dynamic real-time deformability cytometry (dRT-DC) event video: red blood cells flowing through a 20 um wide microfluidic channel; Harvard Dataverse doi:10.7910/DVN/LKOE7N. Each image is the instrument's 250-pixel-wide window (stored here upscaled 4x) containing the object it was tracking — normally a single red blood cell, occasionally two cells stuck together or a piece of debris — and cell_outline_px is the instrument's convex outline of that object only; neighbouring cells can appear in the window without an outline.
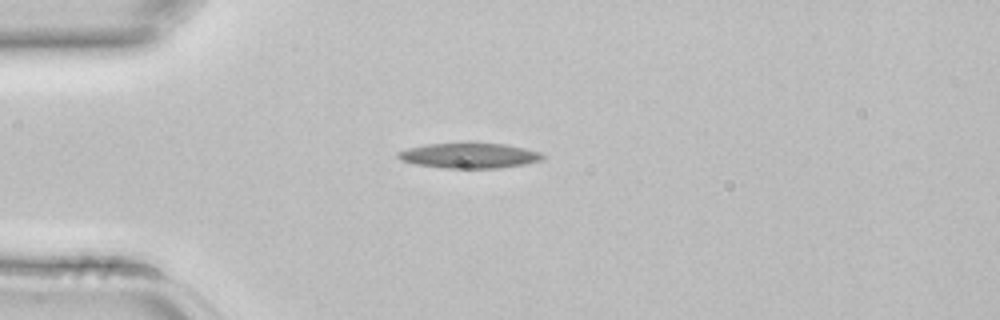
{"species": "common noctule bat (a hibernating species)", "species_latin": "Nyctalus noctula", "temperature_condition": "room temperature", "stored_images_in_passage": 1, "camera_frame_rate_fps": 3000, "um_per_image_px": 0.085, "animal": {"sex": "female", "body_mass_g": 22.7, "forearm_length_mm": 54.2}, "frame": {"image": 1, "passage_image": 1, "time_ms": 0.0, "image_size_px": [1000, 320], "cell_outline_px": [[544, 156], [540, 160], [524, 164], [496, 168], [444, 168], [416, 164], [400, 160], [396, 156], [396, 152], [408, 148], [428, 144], [504, 144], [524, 148], [540, 152]], "centroid_in_image_um": [39.84, 13.24], "position_along_channel_um": 45.2, "area_um2": 20.81}}